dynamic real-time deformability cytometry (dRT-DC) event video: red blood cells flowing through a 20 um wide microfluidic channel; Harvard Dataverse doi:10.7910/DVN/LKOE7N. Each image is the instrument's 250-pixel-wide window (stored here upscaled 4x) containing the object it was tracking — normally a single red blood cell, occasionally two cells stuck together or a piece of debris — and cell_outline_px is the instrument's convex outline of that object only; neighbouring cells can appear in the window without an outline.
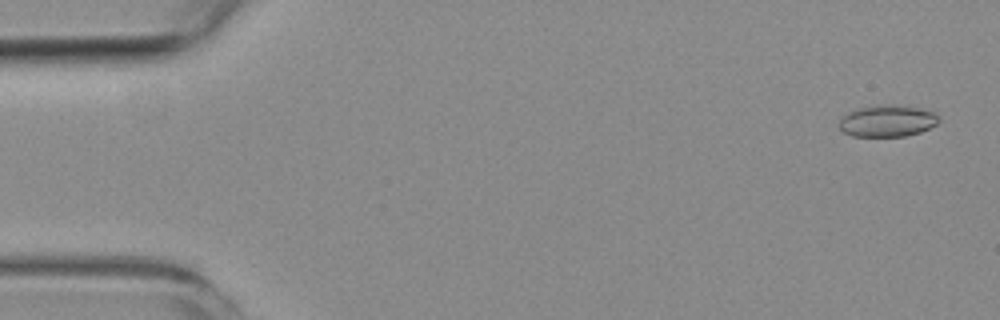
{"species": "common noctule bat (a hibernating species)", "species_latin": "Nyctalus noctula", "temperature_condition": "room temperature", "stored_images_in_passage": 6, "camera_frame_rate_fps": 3000, "um_per_image_px": 0.085, "animal": {"sex": "female", "body_mass_g": 19.3, "forearm_length_mm": 54.1}, "frame": {"image": 1, "passage_image": 1, "time_ms": 0.0, "image_size_px": [1000, 320], "cell_outline_px": [[940, 120], [936, 124], [920, 132], [904, 136], [852, 136], [844, 132], [840, 128], [840, 116], [848, 112], [860, 108], [880, 104], [892, 104], [920, 108], [936, 112]], "centroid_in_image_um": [75.43, 10.26], "position_along_channel_um": 9.6, "area_um2": 18.44}}